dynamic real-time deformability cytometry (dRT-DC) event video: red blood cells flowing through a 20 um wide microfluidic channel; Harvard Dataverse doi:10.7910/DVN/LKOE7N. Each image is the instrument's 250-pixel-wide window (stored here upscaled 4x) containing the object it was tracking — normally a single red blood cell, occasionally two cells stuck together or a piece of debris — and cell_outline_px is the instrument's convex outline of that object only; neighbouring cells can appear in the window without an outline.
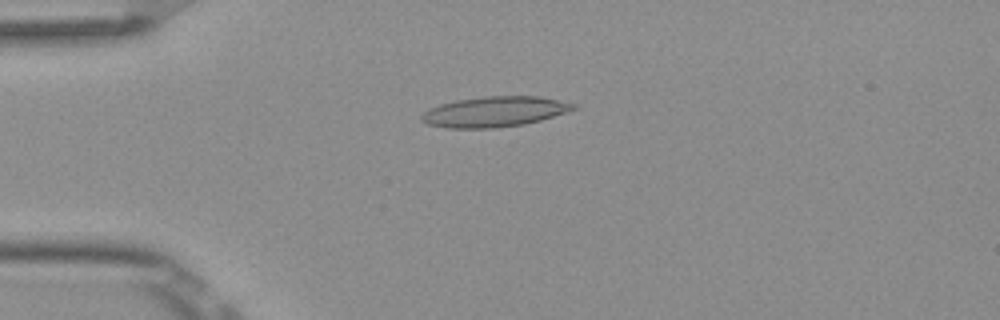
{"species": "Egyptian fruit bat (a non-hibernating species)", "species_latin": "Rousettus aegyptiacus", "temperature_condition": "room temperature", "stored_images_in_passage": 8, "camera_frame_rate_fps": 3000, "um_per_image_px": 0.085, "frame": {"image": 1, "passage_image": 3, "time_ms": 0.667, "image_size_px": [1000, 320], "cell_outline_px": [[580, 108], [568, 112], [540, 120], [524, 124], [496, 128], [448, 128], [428, 124], [420, 120], [420, 116], [428, 108], [440, 104], [456, 100], [484, 96], [540, 96], [576, 104]], "centroid_in_image_um": [42.05, 9.49], "position_along_channel_um": 43.0, "area_um2": 27.05}}
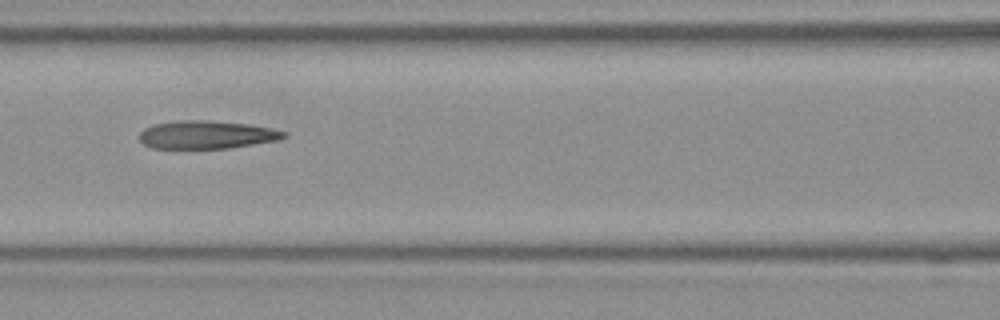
{"frame": {"image": 2, "passage_image": 6, "time_ms": 1.667, "image_size_px": [1000, 320], "cell_outline_px": [[288, 136], [280, 140], [228, 148], [152, 148], [144, 144], [136, 136], [144, 128], [152, 124], [180, 120], [208, 120], [248, 124], [272, 128], [288, 132]], "centroid_in_image_um": [17.57, 11.44], "position_along_channel_um": 149.0, "area_um2": 23.87}}
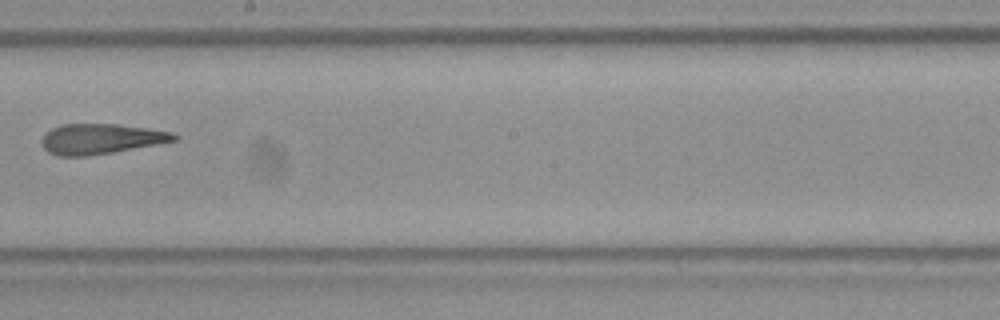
{"frame": {"image": 3, "passage_image": 8, "time_ms": 2.333, "image_size_px": [1000, 320], "cell_outline_px": [[180, 136], [176, 140], [160, 144], [88, 156], [56, 156], [48, 152], [44, 148], [44, 136], [52, 128], [60, 124], [120, 124], [148, 128], [172, 132]], "centroid_in_image_um": [8.63, 11.8], "position_along_channel_um": 239.6, "area_um2": 23.29}}